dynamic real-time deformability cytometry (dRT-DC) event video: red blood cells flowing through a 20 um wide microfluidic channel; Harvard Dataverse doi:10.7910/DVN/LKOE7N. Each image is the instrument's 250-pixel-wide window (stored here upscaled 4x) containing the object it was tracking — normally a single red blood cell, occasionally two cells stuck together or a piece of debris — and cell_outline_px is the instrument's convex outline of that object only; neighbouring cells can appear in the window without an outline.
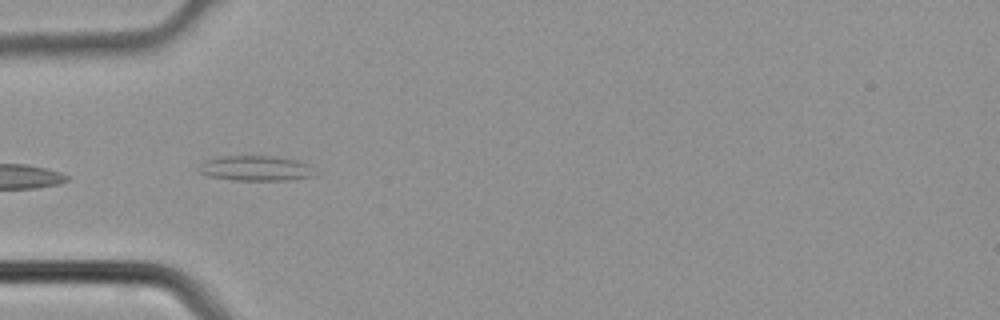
{"species": "common noctule bat (a hibernating species)", "species_latin": "Nyctalus noctula", "temperature_condition": "cold", "stored_images_in_passage": 4, "camera_frame_rate_fps": 3000, "um_per_image_px": 0.085, "animal": {"sex": "male", "body_mass_g": 21.5, "forearm_length_mm": 52.0}, "frame": {"image": 1, "passage_image": 3, "time_ms": 0.667, "image_size_px": [1000, 320], "cell_outline_px": [[316, 176], [292, 180], [232, 180], [208, 176], [200, 172], [196, 168], [204, 160], [220, 156], [276, 156], [300, 160], [308, 164]], "centroid_in_image_um": [21.72, 14.3], "position_along_channel_um": 63.3, "area_um2": 17.28}}
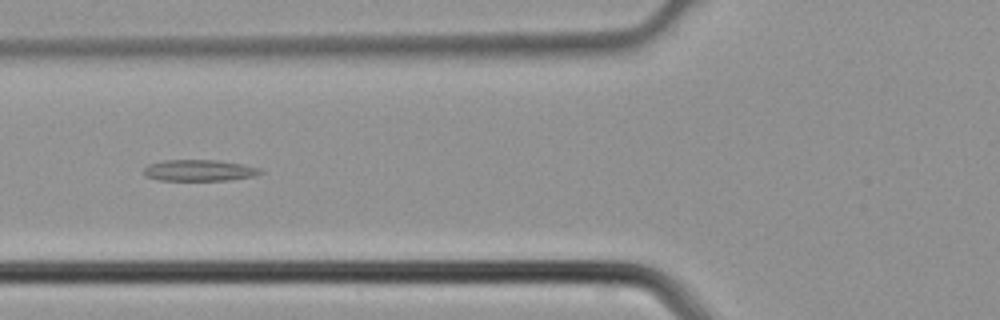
{"frame": {"image": 2, "passage_image": 4, "time_ms": 1.0, "image_size_px": [1000, 320], "cell_outline_px": [[264, 172], [252, 176], [228, 180], [160, 180], [144, 176], [144, 168], [148, 164], [164, 160], [216, 160], [244, 164], [260, 168]], "centroid_in_image_um": [16.92, 14.48], "position_along_channel_um": 108.9, "area_um2": 14.45}}